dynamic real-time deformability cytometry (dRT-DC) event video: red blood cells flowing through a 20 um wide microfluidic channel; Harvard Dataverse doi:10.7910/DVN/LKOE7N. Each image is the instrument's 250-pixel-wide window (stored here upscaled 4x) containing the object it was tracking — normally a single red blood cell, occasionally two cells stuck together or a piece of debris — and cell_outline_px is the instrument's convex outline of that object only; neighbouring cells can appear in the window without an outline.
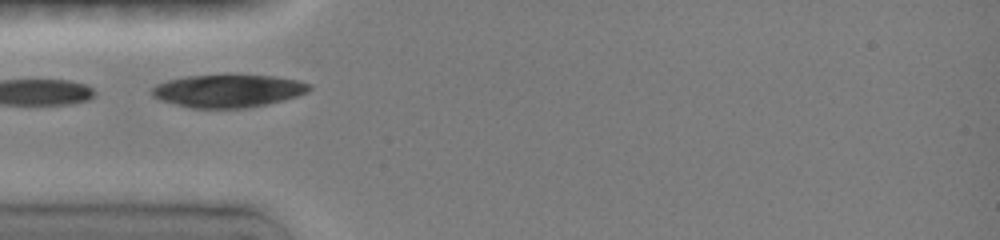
{"species": "common noctule bat (a hibernating species)", "species_latin": "Nyctalus noctula", "temperature_condition": "room temperature", "stored_images_in_passage": 17, "camera_frame_rate_fps": 3000, "um_per_image_px": 0.085, "animal": {"sex": "female", "body_mass_g": 19.0, "forearm_length_mm": 51.5}, "frame": {"image": 1, "passage_image": 6, "time_ms": 4.333, "image_size_px": [1000, 240], "cell_outline_px": [[312, 88], [308, 92], [296, 96], [248, 108], [192, 108], [160, 100], [152, 96], [152, 88], [156, 84], [168, 80], [184, 76], [272, 76], [296, 80], [308, 84]], "centroid_in_image_um": [19.34, 7.73], "position_along_channel_um": 65.7, "area_um2": 29.48}}
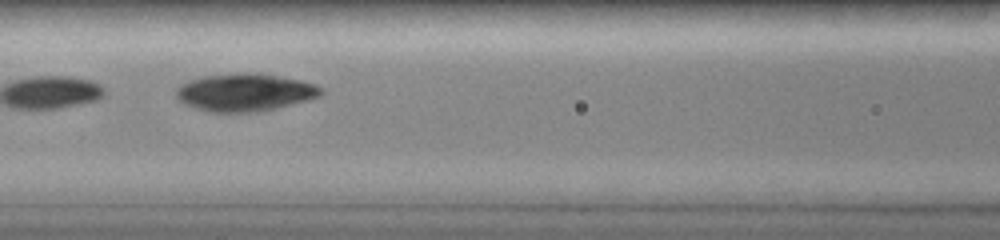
{"frame": {"image": 2, "passage_image": 8, "time_ms": 6.333, "image_size_px": [1000, 240], "cell_outline_px": [[324, 92], [320, 96], [276, 108], [260, 112], [208, 112], [184, 104], [176, 96], [176, 88], [180, 84], [204, 76], [244, 72], [256, 72], [300, 80], [316, 84]], "centroid_in_image_um": [20.81, 7.85], "position_along_channel_um": 145.8, "area_um2": 31.73}}
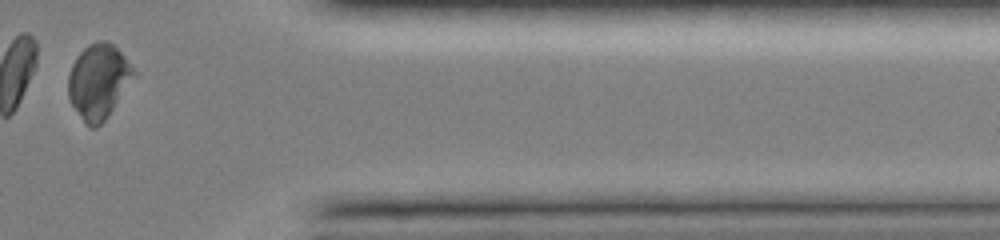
{"frame": {"image": 3, "passage_image": 16, "time_ms": 13.0, "image_size_px": [1000, 240], "cell_outline_px": [[136, 72], [108, 116], [96, 128], [88, 128], [84, 124], [68, 100], [68, 76], [72, 64], [76, 56], [88, 44], [96, 40], [108, 40], [124, 56]], "centroid_in_image_um": [8.32, 6.92], "position_along_channel_um": 403.1, "area_um2": 28.5}, "authors_computed_cell_mechanics": {"area_um2": 29.767, "velocity_mm_per_s": 4.0311, "shape_relaxation_time_tau1_ms": 3.5035, "shape_relaxation_time_tau2_ms": null, "deformation_change_tau1": 0.1652, "deformation_change_tau2": null}}